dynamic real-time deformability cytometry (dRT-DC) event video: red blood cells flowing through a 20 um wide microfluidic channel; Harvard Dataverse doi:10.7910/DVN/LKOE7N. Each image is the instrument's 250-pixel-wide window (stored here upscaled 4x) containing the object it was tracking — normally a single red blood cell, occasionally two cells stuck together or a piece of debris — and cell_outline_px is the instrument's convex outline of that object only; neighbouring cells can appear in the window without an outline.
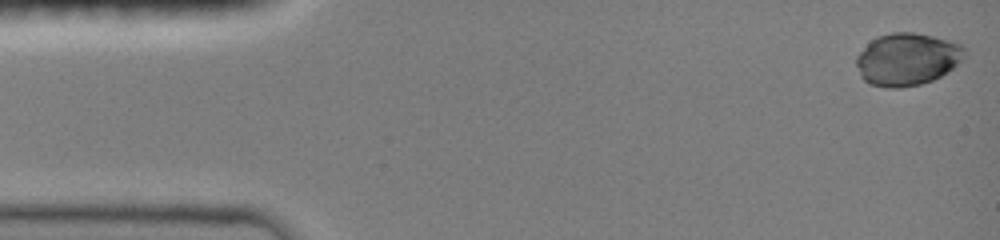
{"species": "common noctule bat (a hibernating species)", "species_latin": "Nyctalus noctula", "temperature_condition": "room temperature", "stored_images_in_passage": 44, "camera_frame_rate_fps": 3000, "um_per_image_px": 0.085, "animal": {"sex": "female", "body_mass_g": 19.0, "forearm_length_mm": 51.5}, "frame": {"image": 1, "passage_image": 1, "time_ms": 0.0, "image_size_px": [1000, 240], "cell_outline_px": [[964, 56], [948, 72], [932, 80], [920, 84], [900, 88], [884, 88], [868, 84], [860, 76], [856, 64], [856, 56], [876, 36], [892, 32], [912, 32], [932, 36], [948, 40], [960, 44], [964, 48]], "centroid_in_image_um": [77.07, 5.05], "position_along_channel_um": 7.9, "area_um2": 33.0}}
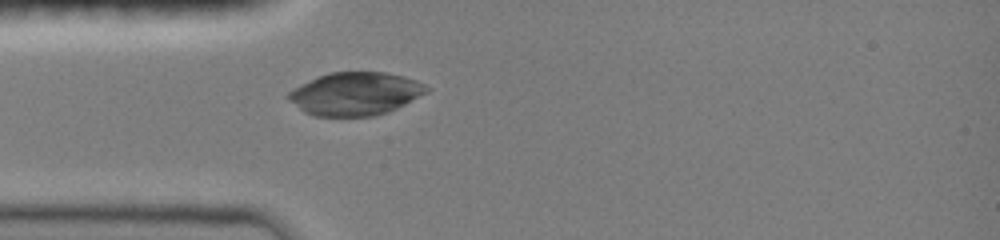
{"frame": {"image": 2, "passage_image": 13, "time_ms": 4.0, "image_size_px": [1000, 240], "cell_outline_px": [[432, 88], [428, 92], [388, 112], [372, 116], [316, 116], [304, 112], [288, 100], [288, 92], [320, 76], [332, 72], [384, 72], [404, 76], [416, 80]], "centroid_in_image_um": [30.25, 7.97], "position_along_channel_um": 54.8, "area_um2": 34.28}}